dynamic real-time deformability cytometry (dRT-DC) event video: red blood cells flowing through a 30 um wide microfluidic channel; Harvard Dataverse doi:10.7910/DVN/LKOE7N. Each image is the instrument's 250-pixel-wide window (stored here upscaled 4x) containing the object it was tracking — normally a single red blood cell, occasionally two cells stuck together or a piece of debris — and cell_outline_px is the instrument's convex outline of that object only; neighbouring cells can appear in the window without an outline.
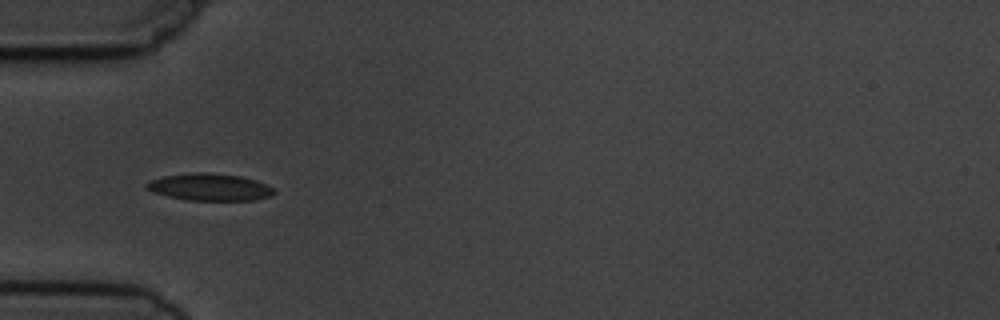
{"species": "common noctule bat (a hibernating species)", "species_latin": "Nyctalus noctula", "temperature_condition": "cold", "stored_images_in_passage": 7, "camera_frame_rate_fps": 3000, "um_per_image_px": 0.085, "animal": {"sex": "male", "body_mass_g": 19.5, "forearm_length_mm": 54.6}, "frame": {"image": 1, "passage_image": 5, "time_ms": 4.667, "image_size_px": [1000, 320], "cell_outline_px": [[276, 192], [272, 196], [256, 200], [184, 200], [152, 192], [144, 184], [148, 180], [164, 176], [192, 172], [204, 172], [240, 176], [256, 180], [272, 188]], "centroid_in_image_um": [17.8, 15.9], "position_along_channel_um": 67.2, "area_um2": 20.17}}
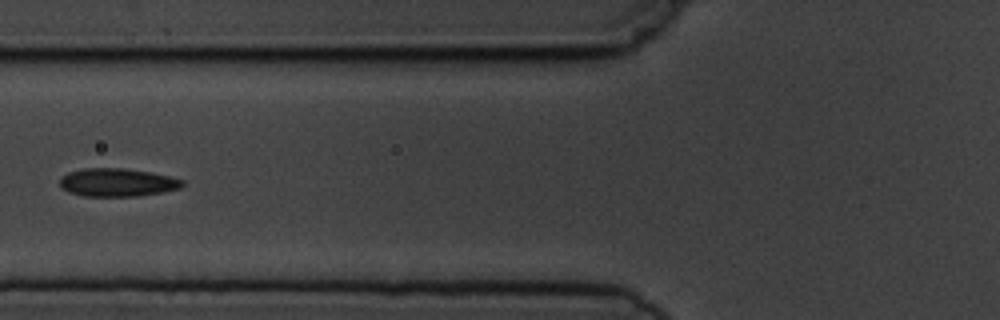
{"frame": {"image": 2, "passage_image": 6, "time_ms": 6.0, "image_size_px": [1000, 320], "cell_outline_px": [[184, 184], [180, 188], [164, 192], [140, 196], [84, 196], [68, 192], [60, 188], [60, 176], [68, 172], [84, 168], [120, 168], [152, 172], [184, 180]], "centroid_in_image_um": [9.95, 15.51], "position_along_channel_um": 115.9, "area_um2": 20.29}}
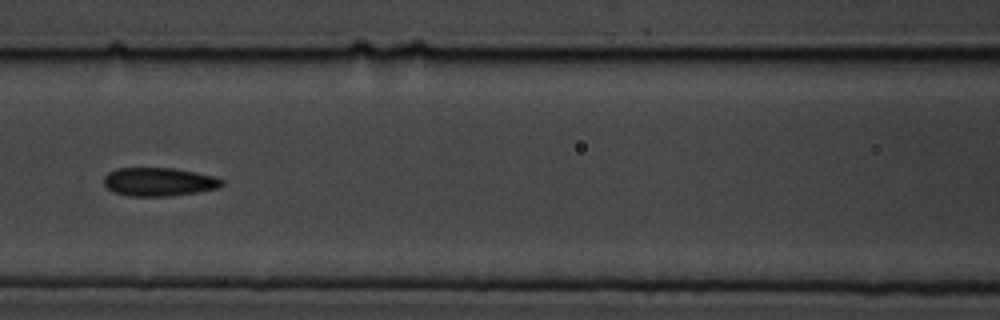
{"frame": {"image": 3, "passage_image": 7, "time_ms": 7.0, "image_size_px": [1000, 320], "cell_outline_px": [[224, 184], [220, 188], [200, 192], [168, 196], [128, 196], [112, 192], [104, 184], [104, 176], [108, 172], [116, 168], [176, 168], [216, 176], [224, 180]], "centroid_in_image_um": [13.54, 15.45], "position_along_channel_um": 153.1, "area_um2": 19.94}}